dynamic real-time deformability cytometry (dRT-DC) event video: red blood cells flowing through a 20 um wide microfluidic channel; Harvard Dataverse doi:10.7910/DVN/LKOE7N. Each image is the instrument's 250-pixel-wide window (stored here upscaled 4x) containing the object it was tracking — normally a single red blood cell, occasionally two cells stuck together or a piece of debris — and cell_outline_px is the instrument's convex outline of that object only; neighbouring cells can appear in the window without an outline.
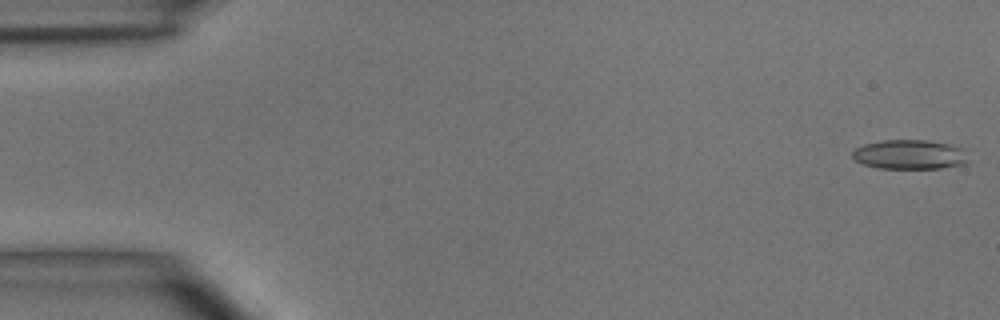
{"species": "common noctule bat (a hibernating species)", "species_latin": "Nyctalus noctula", "temperature_condition": "room temperature", "stored_images_in_passage": 49, "camera_frame_rate_fps": 3000, "um_per_image_px": 0.085, "animal": {"sex": "male", "body_mass_g": 15.6}, "frame": {"image": 1, "passage_image": 1, "time_ms": 0.0, "image_size_px": [1000, 320], "cell_outline_px": [[968, 164], [940, 168], [880, 168], [864, 164], [856, 160], [852, 156], [852, 152], [856, 148], [864, 144], [884, 140], [928, 140], [948, 144], [964, 148], [968, 160]], "centroid_in_image_um": [77.37, 13.13], "position_along_channel_um": 7.6, "area_um2": 19.88}}
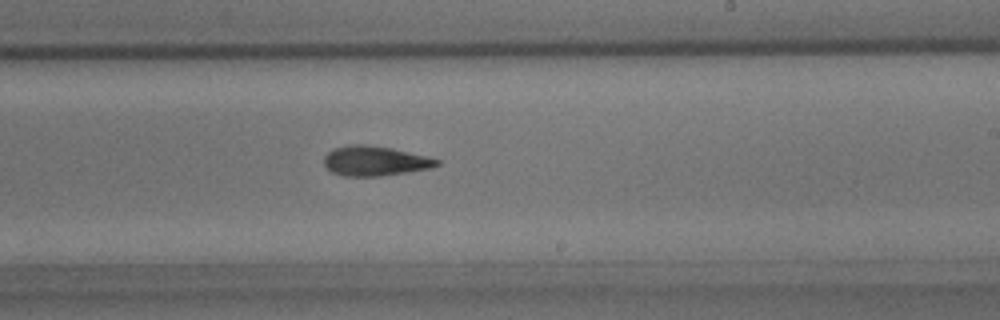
{"frame": {"image": 2, "passage_image": 29, "time_ms": 9.333, "image_size_px": [1000, 320], "cell_outline_px": [[440, 164], [432, 168], [380, 176], [344, 176], [332, 172], [324, 164], [324, 156], [332, 148], [348, 144], [368, 144], [392, 148], [428, 156], [440, 160]], "centroid_in_image_um": [31.87, 13.66], "position_along_channel_um": 257.1, "area_um2": 19.77}}
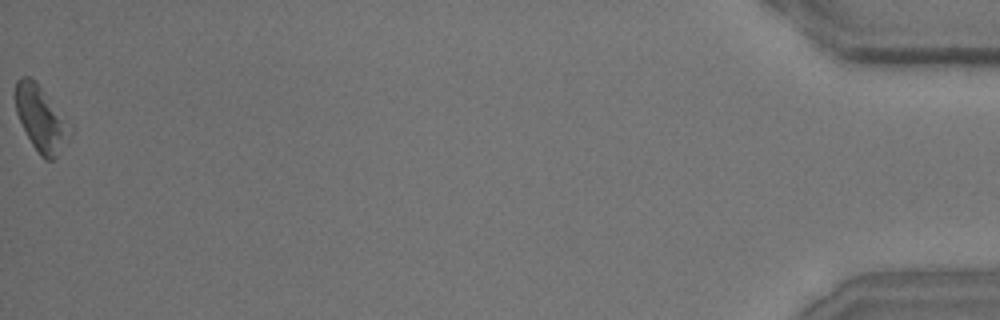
{"frame": {"image": 3, "passage_image": 49, "time_ms": 16.0, "image_size_px": [1000, 320], "cell_outline_px": [[72, 132], [56, 156], [52, 160], [44, 160], [36, 152], [16, 112], [16, 80], [20, 76], [28, 76], [40, 88], [72, 128]], "centroid_in_image_um": [3.46, 10.13], "position_along_channel_um": 431.7, "area_um2": 19.83}, "authors_computed_cell_mechanics": {"area_um2": 19.7676, "velocity_mm_per_s": 4.081, "shape_relaxation_time_tau1_ms": 4.3709, "shape_relaxation_time_tau2_ms": 8.0383, "deformation_change_tau1": 0.1431, "deformation_change_tau2": 0.2286}}